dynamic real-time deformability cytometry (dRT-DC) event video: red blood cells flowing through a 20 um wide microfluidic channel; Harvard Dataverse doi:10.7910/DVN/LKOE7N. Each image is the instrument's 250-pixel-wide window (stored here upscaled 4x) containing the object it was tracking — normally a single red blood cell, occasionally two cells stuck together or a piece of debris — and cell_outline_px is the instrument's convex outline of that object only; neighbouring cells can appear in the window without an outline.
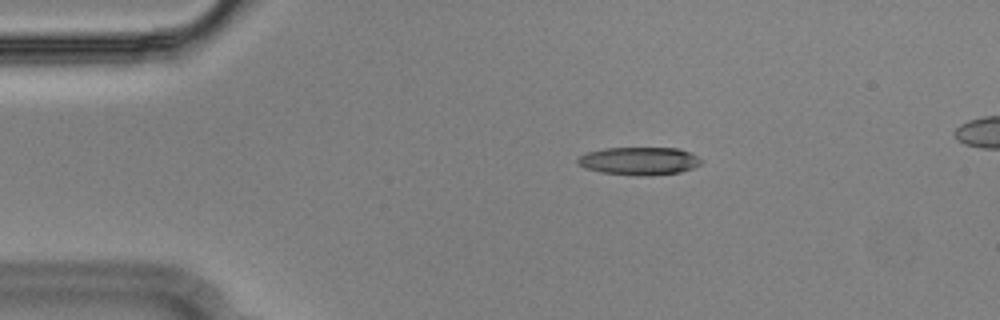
{"species": "Egyptian fruit bat (a non-hibernating species)", "species_latin": "Rousettus aegyptiacus", "temperature_condition": "cold", "stored_images_in_passage": 48, "camera_frame_rate_fps": 3000, "um_per_image_px": 0.085, "animal": {"sex": "male"}, "frame": {"image": 1, "passage_image": 3, "time_ms": 0.667, "image_size_px": [1000, 320], "cell_outline_px": [[700, 164], [692, 168], [680, 172], [652, 176], [640, 176], [600, 172], [584, 168], [576, 160], [580, 156], [588, 152], [604, 148], [680, 148], [692, 152], [700, 160]], "centroid_in_image_um": [54.34, 13.68], "position_along_channel_um": 30.7, "area_um2": 20.11}}
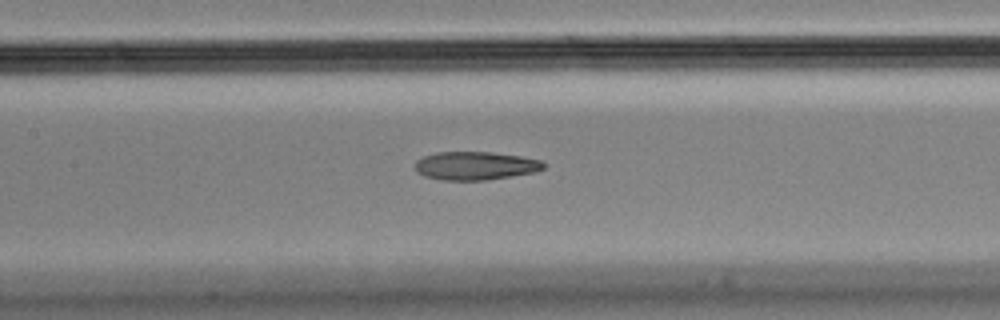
{"frame": {"image": 2, "passage_image": 18, "time_ms": 5.667, "image_size_px": [1000, 320], "cell_outline_px": [[544, 168], [536, 172], [512, 176], [484, 180], [440, 180], [424, 176], [416, 172], [416, 160], [424, 156], [436, 152], [492, 152], [520, 156], [540, 160], [544, 164]], "centroid_in_image_um": [40.39, 14.09], "position_along_channel_um": 167.0, "area_um2": 21.21}}
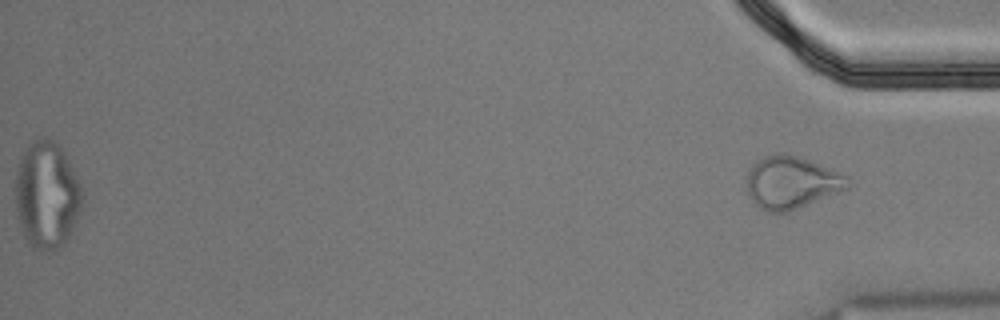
{"frame": {"image": 3, "passage_image": 48, "time_ms": 15.667, "image_size_px": [1000, 320], "cell_outline_px": [[852, 184], [848, 188], [788, 212], [768, 212], [760, 208], [748, 196], [748, 172], [752, 164], [756, 160], [764, 156], [784, 152], [844, 172], [848, 176]], "centroid_in_image_um": [67.31, 15.5], "position_along_channel_um": 367.9, "area_um2": 30.98}, "authors_computed_cell_mechanics": {"area_um2": 22.0507, "velocity_mm_per_s": 3.639, "shape_relaxation_time_tau1_ms": null, "shape_relaxation_time_tau2_ms": 4.1471, "deformation_change_tau1": null, "deformation_change_tau2": 0.14}}